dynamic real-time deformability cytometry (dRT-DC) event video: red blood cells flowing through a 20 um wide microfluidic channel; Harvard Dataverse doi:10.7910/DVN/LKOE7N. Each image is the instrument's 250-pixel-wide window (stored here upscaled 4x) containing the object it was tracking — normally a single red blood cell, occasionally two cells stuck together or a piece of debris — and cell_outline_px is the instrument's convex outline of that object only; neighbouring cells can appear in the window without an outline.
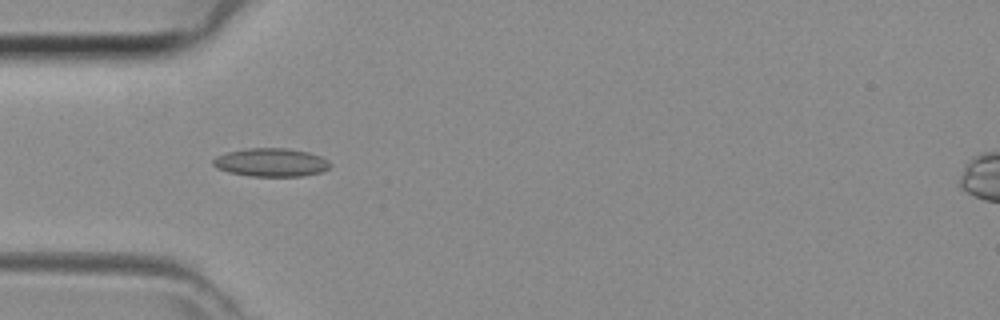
{"species": "common noctule bat (a hibernating species)", "species_latin": "Nyctalus noctula", "temperature_condition": "room temperature", "stored_images_in_passage": 38, "camera_frame_rate_fps": 3000, "um_per_image_px": 0.085, "animal": {"sex": "female", "body_mass_g": 29.2, "forearm_length_mm": 56.3}, "frame": {"image": 1, "passage_image": 8, "time_ms": 2.333, "image_size_px": [1000, 320], "cell_outline_px": [[332, 164], [328, 168], [320, 172], [304, 176], [248, 176], [228, 172], [216, 168], [212, 164], [212, 160], [216, 156], [228, 152], [248, 148], [288, 148], [308, 152], [320, 156], [328, 160]], "centroid_in_image_um": [23.03, 13.81], "position_along_channel_um": 62.0, "area_um2": 19.42}}
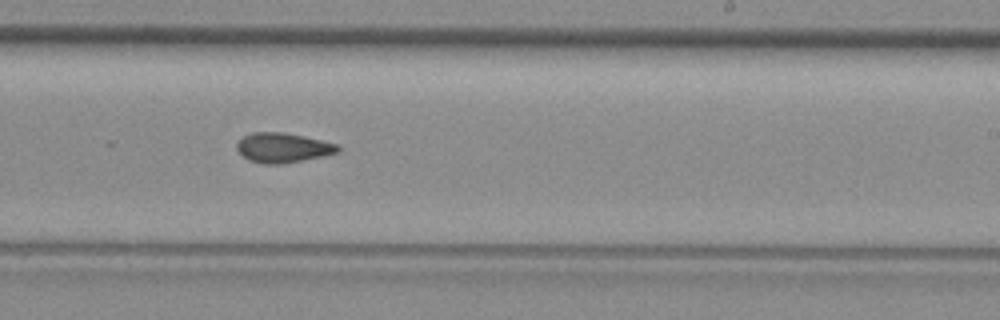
{"frame": {"image": 2, "passage_image": 21, "time_ms": 6.667, "image_size_px": [1000, 320], "cell_outline_px": [[340, 152], [280, 164], [264, 164], [248, 160], [236, 148], [236, 144], [244, 136], [252, 132], [284, 132], [320, 140], [336, 144], [340, 148]], "centroid_in_image_um": [24.01, 12.55], "position_along_channel_um": 265.0, "area_um2": 17.17}}
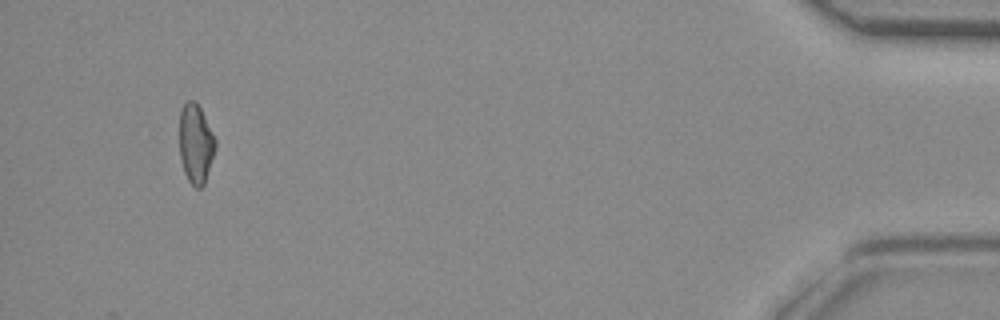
{"frame": {"image": 3, "passage_image": 36, "time_ms": 11.667, "image_size_px": [1000, 320], "cell_outline_px": [[216, 148], [204, 184], [200, 188], [196, 188], [188, 180], [184, 172], [180, 160], [180, 112], [184, 104], [188, 100], [196, 100], [216, 140]], "centroid_in_image_um": [16.63, 12.22], "position_along_channel_um": 418.6, "area_um2": 16.53}}